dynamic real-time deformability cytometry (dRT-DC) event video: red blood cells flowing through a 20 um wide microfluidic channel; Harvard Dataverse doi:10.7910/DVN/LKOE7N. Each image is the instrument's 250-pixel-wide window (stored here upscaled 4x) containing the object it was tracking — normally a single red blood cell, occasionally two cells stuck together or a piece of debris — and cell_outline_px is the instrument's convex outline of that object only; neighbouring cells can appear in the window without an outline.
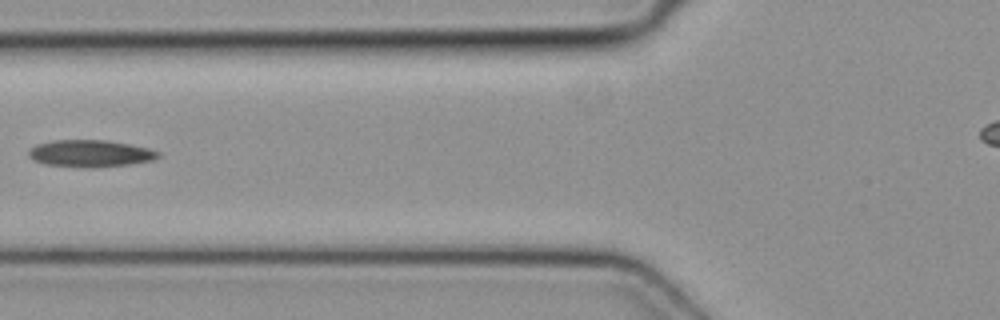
{"species": "common noctule bat (a hibernating species)", "species_latin": "Nyctalus noctula", "temperature_condition": "cold", "stored_images_in_passage": 3, "camera_frame_rate_fps": 3000, "um_per_image_px": 0.085, "animal": {"sex": "female", "body_mass_g": 19.3, "forearm_length_mm": 54.1}, "frame": {"image": 1, "passage_image": 3, "time_ms": 0.667, "image_size_px": [1000, 320], "cell_outline_px": [[160, 156], [152, 160], [128, 164], [96, 168], [88, 168], [44, 164], [32, 160], [28, 156], [28, 152], [36, 144], [52, 140], [108, 140], [132, 144], [148, 148], [160, 152]], "centroid_in_image_um": [7.66, 13.04], "position_along_channel_um": 118.1, "area_um2": 20.58}}